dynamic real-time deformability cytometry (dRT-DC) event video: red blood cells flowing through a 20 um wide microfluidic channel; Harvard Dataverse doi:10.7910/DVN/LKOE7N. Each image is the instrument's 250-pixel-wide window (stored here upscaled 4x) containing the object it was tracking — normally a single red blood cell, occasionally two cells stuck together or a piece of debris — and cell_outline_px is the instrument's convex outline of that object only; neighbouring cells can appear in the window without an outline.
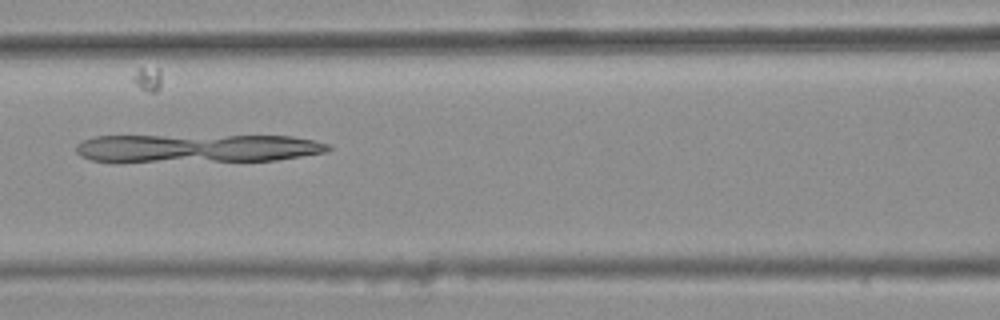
{"species": "common noctule bat (a hibernating species)", "species_latin": "Nyctalus noctula", "temperature_condition": "warm", "stored_images_in_passage": 8, "camera_frame_rate_fps": 3000, "um_per_image_px": 0.085, "animal": {"sex": "female", "body_mass_g": 25.1}, "frame": {"image": 1, "passage_image": 7, "time_ms": 2.0, "image_size_px": [1000, 320], "cell_outline_px": [[332, 148], [328, 152], [276, 160], [116, 164], [92, 160], [80, 156], [76, 152], [76, 144], [84, 140], [96, 136], [292, 136], [312, 140], [328, 144]], "centroid_in_image_um": [16.65, 12.64], "position_along_channel_um": 150.0, "area_um2": 43.12}}